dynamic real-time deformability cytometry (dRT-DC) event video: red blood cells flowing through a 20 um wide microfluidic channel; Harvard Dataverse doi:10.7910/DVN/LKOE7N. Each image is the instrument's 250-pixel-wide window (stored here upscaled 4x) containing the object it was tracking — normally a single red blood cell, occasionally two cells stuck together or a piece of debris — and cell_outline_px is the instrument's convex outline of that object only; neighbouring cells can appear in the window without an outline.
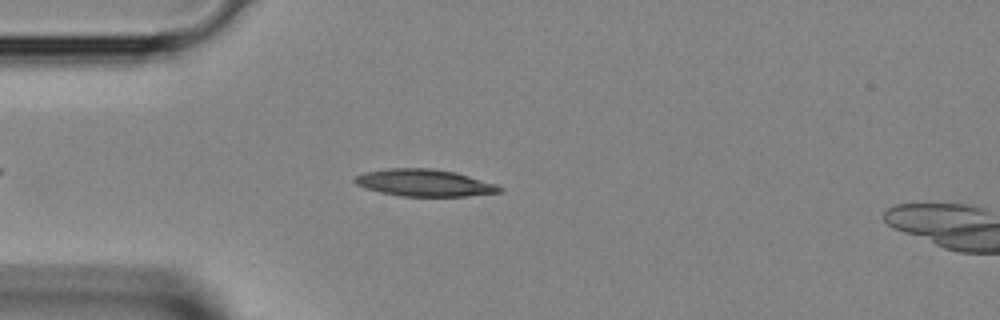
{"species": "Egyptian fruit bat (a non-hibernating species)", "species_latin": "Rousettus aegyptiacus", "temperature_condition": "room temperature", "stored_images_in_passage": 2, "camera_frame_rate_fps": 3000, "um_per_image_px": 0.085, "animal": {"sex": "female"}, "frame": {"image": 1, "passage_image": 1, "time_ms": 0.0, "image_size_px": [1000, 320], "cell_outline_px": [[504, 188], [500, 192], [468, 196], [400, 196], [380, 192], [356, 184], [352, 180], [356, 176], [364, 172], [388, 168], [432, 168], [456, 172], [496, 184]], "centroid_in_image_um": [36.08, 15.53], "position_along_channel_um": 48.9, "area_um2": 22.77}}